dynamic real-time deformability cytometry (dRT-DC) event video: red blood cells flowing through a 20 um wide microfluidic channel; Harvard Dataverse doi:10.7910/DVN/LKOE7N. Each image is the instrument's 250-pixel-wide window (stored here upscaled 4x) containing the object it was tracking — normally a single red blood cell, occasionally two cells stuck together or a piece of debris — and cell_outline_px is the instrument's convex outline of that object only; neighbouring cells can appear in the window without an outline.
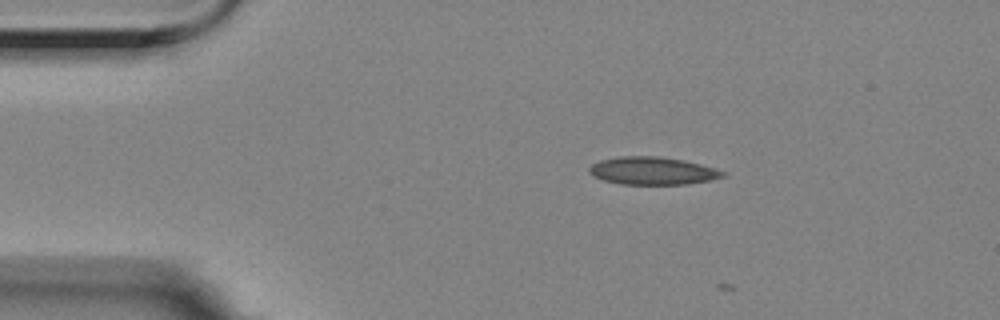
{"species": "Egyptian fruit bat (a non-hibernating species)", "species_latin": "Rousettus aegyptiacus", "temperature_condition": "room temperature", "stored_images_in_passage": 3, "camera_frame_rate_fps": 3000, "um_per_image_px": 0.085, "animal": {"sex": "female"}, "frame": {"image": 1, "passage_image": 2, "time_ms": 0.333, "image_size_px": [1000, 320], "cell_outline_px": [[724, 176], [712, 180], [688, 184], [620, 184], [604, 180], [592, 176], [588, 172], [588, 168], [592, 164], [600, 160], [620, 156], [656, 156], [684, 160], [716, 168], [724, 172]], "centroid_in_image_um": [55.44, 14.52], "position_along_channel_um": 29.6, "area_um2": 21.62}}